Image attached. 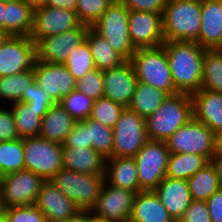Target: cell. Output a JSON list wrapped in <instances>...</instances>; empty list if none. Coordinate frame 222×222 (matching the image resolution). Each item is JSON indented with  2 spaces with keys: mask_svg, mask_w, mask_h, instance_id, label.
I'll return each mask as SVG.
<instances>
[{
  "mask_svg": "<svg viewBox=\"0 0 222 222\" xmlns=\"http://www.w3.org/2000/svg\"><path fill=\"white\" fill-rule=\"evenodd\" d=\"M77 121L59 104L54 103L41 119L39 136L63 144Z\"/></svg>",
  "mask_w": 222,
  "mask_h": 222,
  "instance_id": "25",
  "label": "cell"
},
{
  "mask_svg": "<svg viewBox=\"0 0 222 222\" xmlns=\"http://www.w3.org/2000/svg\"><path fill=\"white\" fill-rule=\"evenodd\" d=\"M4 211H5V206L3 204V198H2L1 187H0V217H3Z\"/></svg>",
  "mask_w": 222,
  "mask_h": 222,
  "instance_id": "56",
  "label": "cell"
},
{
  "mask_svg": "<svg viewBox=\"0 0 222 222\" xmlns=\"http://www.w3.org/2000/svg\"><path fill=\"white\" fill-rule=\"evenodd\" d=\"M105 182L108 185L140 192L137 165L134 158L110 157L105 162Z\"/></svg>",
  "mask_w": 222,
  "mask_h": 222,
  "instance_id": "23",
  "label": "cell"
},
{
  "mask_svg": "<svg viewBox=\"0 0 222 222\" xmlns=\"http://www.w3.org/2000/svg\"><path fill=\"white\" fill-rule=\"evenodd\" d=\"M36 44L26 36H9L0 47V77L33 69Z\"/></svg>",
  "mask_w": 222,
  "mask_h": 222,
  "instance_id": "12",
  "label": "cell"
},
{
  "mask_svg": "<svg viewBox=\"0 0 222 222\" xmlns=\"http://www.w3.org/2000/svg\"><path fill=\"white\" fill-rule=\"evenodd\" d=\"M210 162L215 168L219 186L220 188H222V149L221 148H218V151L213 155Z\"/></svg>",
  "mask_w": 222,
  "mask_h": 222,
  "instance_id": "50",
  "label": "cell"
},
{
  "mask_svg": "<svg viewBox=\"0 0 222 222\" xmlns=\"http://www.w3.org/2000/svg\"><path fill=\"white\" fill-rule=\"evenodd\" d=\"M10 1H13V0H0V2H4V3H8Z\"/></svg>",
  "mask_w": 222,
  "mask_h": 222,
  "instance_id": "60",
  "label": "cell"
},
{
  "mask_svg": "<svg viewBox=\"0 0 222 222\" xmlns=\"http://www.w3.org/2000/svg\"><path fill=\"white\" fill-rule=\"evenodd\" d=\"M35 81L49 97L59 103L76 89V80L64 64L36 60L33 66Z\"/></svg>",
  "mask_w": 222,
  "mask_h": 222,
  "instance_id": "15",
  "label": "cell"
},
{
  "mask_svg": "<svg viewBox=\"0 0 222 222\" xmlns=\"http://www.w3.org/2000/svg\"><path fill=\"white\" fill-rule=\"evenodd\" d=\"M221 42L222 0H202L198 44L206 50H214Z\"/></svg>",
  "mask_w": 222,
  "mask_h": 222,
  "instance_id": "22",
  "label": "cell"
},
{
  "mask_svg": "<svg viewBox=\"0 0 222 222\" xmlns=\"http://www.w3.org/2000/svg\"><path fill=\"white\" fill-rule=\"evenodd\" d=\"M210 161L202 155L193 153H170L166 177L187 180Z\"/></svg>",
  "mask_w": 222,
  "mask_h": 222,
  "instance_id": "31",
  "label": "cell"
},
{
  "mask_svg": "<svg viewBox=\"0 0 222 222\" xmlns=\"http://www.w3.org/2000/svg\"><path fill=\"white\" fill-rule=\"evenodd\" d=\"M202 89L222 93V52L205 50Z\"/></svg>",
  "mask_w": 222,
  "mask_h": 222,
  "instance_id": "35",
  "label": "cell"
},
{
  "mask_svg": "<svg viewBox=\"0 0 222 222\" xmlns=\"http://www.w3.org/2000/svg\"><path fill=\"white\" fill-rule=\"evenodd\" d=\"M45 6L69 9L72 11L76 10L77 1L76 0H45Z\"/></svg>",
  "mask_w": 222,
  "mask_h": 222,
  "instance_id": "49",
  "label": "cell"
},
{
  "mask_svg": "<svg viewBox=\"0 0 222 222\" xmlns=\"http://www.w3.org/2000/svg\"><path fill=\"white\" fill-rule=\"evenodd\" d=\"M216 50L222 52V42H221L220 46Z\"/></svg>",
  "mask_w": 222,
  "mask_h": 222,
  "instance_id": "58",
  "label": "cell"
},
{
  "mask_svg": "<svg viewBox=\"0 0 222 222\" xmlns=\"http://www.w3.org/2000/svg\"><path fill=\"white\" fill-rule=\"evenodd\" d=\"M63 147L93 148L90 143L88 124L83 121H77L74 128L67 135Z\"/></svg>",
  "mask_w": 222,
  "mask_h": 222,
  "instance_id": "44",
  "label": "cell"
},
{
  "mask_svg": "<svg viewBox=\"0 0 222 222\" xmlns=\"http://www.w3.org/2000/svg\"><path fill=\"white\" fill-rule=\"evenodd\" d=\"M22 1L31 6L33 9L44 6L45 4V0H22Z\"/></svg>",
  "mask_w": 222,
  "mask_h": 222,
  "instance_id": "53",
  "label": "cell"
},
{
  "mask_svg": "<svg viewBox=\"0 0 222 222\" xmlns=\"http://www.w3.org/2000/svg\"><path fill=\"white\" fill-rule=\"evenodd\" d=\"M104 96L128 107L137 85V78L130 61L122 65L104 70Z\"/></svg>",
  "mask_w": 222,
  "mask_h": 222,
  "instance_id": "18",
  "label": "cell"
},
{
  "mask_svg": "<svg viewBox=\"0 0 222 222\" xmlns=\"http://www.w3.org/2000/svg\"><path fill=\"white\" fill-rule=\"evenodd\" d=\"M202 0H168L162 15L163 37L168 41L198 43Z\"/></svg>",
  "mask_w": 222,
  "mask_h": 222,
  "instance_id": "2",
  "label": "cell"
},
{
  "mask_svg": "<svg viewBox=\"0 0 222 222\" xmlns=\"http://www.w3.org/2000/svg\"><path fill=\"white\" fill-rule=\"evenodd\" d=\"M63 168V144L40 136L24 138V170L49 180Z\"/></svg>",
  "mask_w": 222,
  "mask_h": 222,
  "instance_id": "8",
  "label": "cell"
},
{
  "mask_svg": "<svg viewBox=\"0 0 222 222\" xmlns=\"http://www.w3.org/2000/svg\"><path fill=\"white\" fill-rule=\"evenodd\" d=\"M49 180L80 210H91L100 196L105 176L62 168Z\"/></svg>",
  "mask_w": 222,
  "mask_h": 222,
  "instance_id": "5",
  "label": "cell"
},
{
  "mask_svg": "<svg viewBox=\"0 0 222 222\" xmlns=\"http://www.w3.org/2000/svg\"><path fill=\"white\" fill-rule=\"evenodd\" d=\"M129 36L134 47H159L165 43L162 15L148 11H130Z\"/></svg>",
  "mask_w": 222,
  "mask_h": 222,
  "instance_id": "16",
  "label": "cell"
},
{
  "mask_svg": "<svg viewBox=\"0 0 222 222\" xmlns=\"http://www.w3.org/2000/svg\"><path fill=\"white\" fill-rule=\"evenodd\" d=\"M76 90L86 94L89 98L97 100L104 96L103 71L94 69L80 80L76 81Z\"/></svg>",
  "mask_w": 222,
  "mask_h": 222,
  "instance_id": "41",
  "label": "cell"
},
{
  "mask_svg": "<svg viewBox=\"0 0 222 222\" xmlns=\"http://www.w3.org/2000/svg\"><path fill=\"white\" fill-rule=\"evenodd\" d=\"M19 139L10 106L0 105V141Z\"/></svg>",
  "mask_w": 222,
  "mask_h": 222,
  "instance_id": "45",
  "label": "cell"
},
{
  "mask_svg": "<svg viewBox=\"0 0 222 222\" xmlns=\"http://www.w3.org/2000/svg\"><path fill=\"white\" fill-rule=\"evenodd\" d=\"M130 221L175 222L154 191H140L136 194Z\"/></svg>",
  "mask_w": 222,
  "mask_h": 222,
  "instance_id": "26",
  "label": "cell"
},
{
  "mask_svg": "<svg viewBox=\"0 0 222 222\" xmlns=\"http://www.w3.org/2000/svg\"><path fill=\"white\" fill-rule=\"evenodd\" d=\"M34 9L22 0L5 3L4 30L11 36L29 37Z\"/></svg>",
  "mask_w": 222,
  "mask_h": 222,
  "instance_id": "27",
  "label": "cell"
},
{
  "mask_svg": "<svg viewBox=\"0 0 222 222\" xmlns=\"http://www.w3.org/2000/svg\"><path fill=\"white\" fill-rule=\"evenodd\" d=\"M45 180L37 174L22 170L0 177L5 208L34 205Z\"/></svg>",
  "mask_w": 222,
  "mask_h": 222,
  "instance_id": "11",
  "label": "cell"
},
{
  "mask_svg": "<svg viewBox=\"0 0 222 222\" xmlns=\"http://www.w3.org/2000/svg\"><path fill=\"white\" fill-rule=\"evenodd\" d=\"M93 103L92 98L76 89L59 102L76 121H83L90 117Z\"/></svg>",
  "mask_w": 222,
  "mask_h": 222,
  "instance_id": "39",
  "label": "cell"
},
{
  "mask_svg": "<svg viewBox=\"0 0 222 222\" xmlns=\"http://www.w3.org/2000/svg\"><path fill=\"white\" fill-rule=\"evenodd\" d=\"M211 222H222V188L206 201Z\"/></svg>",
  "mask_w": 222,
  "mask_h": 222,
  "instance_id": "48",
  "label": "cell"
},
{
  "mask_svg": "<svg viewBox=\"0 0 222 222\" xmlns=\"http://www.w3.org/2000/svg\"><path fill=\"white\" fill-rule=\"evenodd\" d=\"M9 106L12 110L19 138L39 136L41 119L48 112V109H35L21 101Z\"/></svg>",
  "mask_w": 222,
  "mask_h": 222,
  "instance_id": "29",
  "label": "cell"
},
{
  "mask_svg": "<svg viewBox=\"0 0 222 222\" xmlns=\"http://www.w3.org/2000/svg\"><path fill=\"white\" fill-rule=\"evenodd\" d=\"M148 141L146 119L125 107L113 127V157L134 158Z\"/></svg>",
  "mask_w": 222,
  "mask_h": 222,
  "instance_id": "9",
  "label": "cell"
},
{
  "mask_svg": "<svg viewBox=\"0 0 222 222\" xmlns=\"http://www.w3.org/2000/svg\"><path fill=\"white\" fill-rule=\"evenodd\" d=\"M192 200L207 201L220 189L217 174L211 162L187 179Z\"/></svg>",
  "mask_w": 222,
  "mask_h": 222,
  "instance_id": "33",
  "label": "cell"
},
{
  "mask_svg": "<svg viewBox=\"0 0 222 222\" xmlns=\"http://www.w3.org/2000/svg\"><path fill=\"white\" fill-rule=\"evenodd\" d=\"M64 65L76 81L95 69L91 49L86 40L68 55Z\"/></svg>",
  "mask_w": 222,
  "mask_h": 222,
  "instance_id": "36",
  "label": "cell"
},
{
  "mask_svg": "<svg viewBox=\"0 0 222 222\" xmlns=\"http://www.w3.org/2000/svg\"><path fill=\"white\" fill-rule=\"evenodd\" d=\"M24 170V138L0 141V177Z\"/></svg>",
  "mask_w": 222,
  "mask_h": 222,
  "instance_id": "34",
  "label": "cell"
},
{
  "mask_svg": "<svg viewBox=\"0 0 222 222\" xmlns=\"http://www.w3.org/2000/svg\"><path fill=\"white\" fill-rule=\"evenodd\" d=\"M85 40L87 41L94 59L95 69L108 70L118 67L127 60L116 52L107 40L89 27Z\"/></svg>",
  "mask_w": 222,
  "mask_h": 222,
  "instance_id": "28",
  "label": "cell"
},
{
  "mask_svg": "<svg viewBox=\"0 0 222 222\" xmlns=\"http://www.w3.org/2000/svg\"><path fill=\"white\" fill-rule=\"evenodd\" d=\"M80 24L75 11L44 5L34 9L33 27L29 37L36 44L44 37L59 35Z\"/></svg>",
  "mask_w": 222,
  "mask_h": 222,
  "instance_id": "13",
  "label": "cell"
},
{
  "mask_svg": "<svg viewBox=\"0 0 222 222\" xmlns=\"http://www.w3.org/2000/svg\"><path fill=\"white\" fill-rule=\"evenodd\" d=\"M89 222H116V221L100 217L91 212V210H89Z\"/></svg>",
  "mask_w": 222,
  "mask_h": 222,
  "instance_id": "52",
  "label": "cell"
},
{
  "mask_svg": "<svg viewBox=\"0 0 222 222\" xmlns=\"http://www.w3.org/2000/svg\"><path fill=\"white\" fill-rule=\"evenodd\" d=\"M191 97L193 118L207 125L219 137L222 134V93L200 89Z\"/></svg>",
  "mask_w": 222,
  "mask_h": 222,
  "instance_id": "21",
  "label": "cell"
},
{
  "mask_svg": "<svg viewBox=\"0 0 222 222\" xmlns=\"http://www.w3.org/2000/svg\"><path fill=\"white\" fill-rule=\"evenodd\" d=\"M0 222H7L6 219L3 217H0Z\"/></svg>",
  "mask_w": 222,
  "mask_h": 222,
  "instance_id": "59",
  "label": "cell"
},
{
  "mask_svg": "<svg viewBox=\"0 0 222 222\" xmlns=\"http://www.w3.org/2000/svg\"><path fill=\"white\" fill-rule=\"evenodd\" d=\"M193 118L192 97L185 93L168 95L161 107L146 118L149 140L166 141Z\"/></svg>",
  "mask_w": 222,
  "mask_h": 222,
  "instance_id": "3",
  "label": "cell"
},
{
  "mask_svg": "<svg viewBox=\"0 0 222 222\" xmlns=\"http://www.w3.org/2000/svg\"><path fill=\"white\" fill-rule=\"evenodd\" d=\"M84 121L88 124L93 148L106 159L113 157V128L102 125L90 117Z\"/></svg>",
  "mask_w": 222,
  "mask_h": 222,
  "instance_id": "37",
  "label": "cell"
},
{
  "mask_svg": "<svg viewBox=\"0 0 222 222\" xmlns=\"http://www.w3.org/2000/svg\"><path fill=\"white\" fill-rule=\"evenodd\" d=\"M35 82L33 69L0 77V105L9 106L21 101L22 94Z\"/></svg>",
  "mask_w": 222,
  "mask_h": 222,
  "instance_id": "32",
  "label": "cell"
},
{
  "mask_svg": "<svg viewBox=\"0 0 222 222\" xmlns=\"http://www.w3.org/2000/svg\"><path fill=\"white\" fill-rule=\"evenodd\" d=\"M53 222H89V210H79L74 216L68 219Z\"/></svg>",
  "mask_w": 222,
  "mask_h": 222,
  "instance_id": "51",
  "label": "cell"
},
{
  "mask_svg": "<svg viewBox=\"0 0 222 222\" xmlns=\"http://www.w3.org/2000/svg\"><path fill=\"white\" fill-rule=\"evenodd\" d=\"M5 3L0 2V28L4 30Z\"/></svg>",
  "mask_w": 222,
  "mask_h": 222,
  "instance_id": "54",
  "label": "cell"
},
{
  "mask_svg": "<svg viewBox=\"0 0 222 222\" xmlns=\"http://www.w3.org/2000/svg\"><path fill=\"white\" fill-rule=\"evenodd\" d=\"M76 15L81 24L92 27L114 0H76Z\"/></svg>",
  "mask_w": 222,
  "mask_h": 222,
  "instance_id": "40",
  "label": "cell"
},
{
  "mask_svg": "<svg viewBox=\"0 0 222 222\" xmlns=\"http://www.w3.org/2000/svg\"><path fill=\"white\" fill-rule=\"evenodd\" d=\"M104 158L94 148L63 147V168L84 174H105Z\"/></svg>",
  "mask_w": 222,
  "mask_h": 222,
  "instance_id": "24",
  "label": "cell"
},
{
  "mask_svg": "<svg viewBox=\"0 0 222 222\" xmlns=\"http://www.w3.org/2000/svg\"><path fill=\"white\" fill-rule=\"evenodd\" d=\"M10 35L3 29L0 28V47L7 40Z\"/></svg>",
  "mask_w": 222,
  "mask_h": 222,
  "instance_id": "55",
  "label": "cell"
},
{
  "mask_svg": "<svg viewBox=\"0 0 222 222\" xmlns=\"http://www.w3.org/2000/svg\"><path fill=\"white\" fill-rule=\"evenodd\" d=\"M178 222H211L206 201L192 200Z\"/></svg>",
  "mask_w": 222,
  "mask_h": 222,
  "instance_id": "46",
  "label": "cell"
},
{
  "mask_svg": "<svg viewBox=\"0 0 222 222\" xmlns=\"http://www.w3.org/2000/svg\"><path fill=\"white\" fill-rule=\"evenodd\" d=\"M34 205L45 215L47 222L68 219L80 210L50 180L42 183Z\"/></svg>",
  "mask_w": 222,
  "mask_h": 222,
  "instance_id": "19",
  "label": "cell"
},
{
  "mask_svg": "<svg viewBox=\"0 0 222 222\" xmlns=\"http://www.w3.org/2000/svg\"><path fill=\"white\" fill-rule=\"evenodd\" d=\"M170 151L165 141L149 140L135 155L140 191H154L166 177Z\"/></svg>",
  "mask_w": 222,
  "mask_h": 222,
  "instance_id": "10",
  "label": "cell"
},
{
  "mask_svg": "<svg viewBox=\"0 0 222 222\" xmlns=\"http://www.w3.org/2000/svg\"><path fill=\"white\" fill-rule=\"evenodd\" d=\"M3 216L7 222H47L45 215L35 205L7 207Z\"/></svg>",
  "mask_w": 222,
  "mask_h": 222,
  "instance_id": "42",
  "label": "cell"
},
{
  "mask_svg": "<svg viewBox=\"0 0 222 222\" xmlns=\"http://www.w3.org/2000/svg\"><path fill=\"white\" fill-rule=\"evenodd\" d=\"M219 148L222 149V134L219 136Z\"/></svg>",
  "mask_w": 222,
  "mask_h": 222,
  "instance_id": "57",
  "label": "cell"
},
{
  "mask_svg": "<svg viewBox=\"0 0 222 222\" xmlns=\"http://www.w3.org/2000/svg\"><path fill=\"white\" fill-rule=\"evenodd\" d=\"M154 192L175 222H178L192 202L187 180L165 177Z\"/></svg>",
  "mask_w": 222,
  "mask_h": 222,
  "instance_id": "20",
  "label": "cell"
},
{
  "mask_svg": "<svg viewBox=\"0 0 222 222\" xmlns=\"http://www.w3.org/2000/svg\"><path fill=\"white\" fill-rule=\"evenodd\" d=\"M136 194L131 190L117 188L105 182L91 212L116 222H127L130 220Z\"/></svg>",
  "mask_w": 222,
  "mask_h": 222,
  "instance_id": "17",
  "label": "cell"
},
{
  "mask_svg": "<svg viewBox=\"0 0 222 222\" xmlns=\"http://www.w3.org/2000/svg\"><path fill=\"white\" fill-rule=\"evenodd\" d=\"M89 26L80 24L77 28L59 35L44 37L36 43V60L64 64L68 55L85 41Z\"/></svg>",
  "mask_w": 222,
  "mask_h": 222,
  "instance_id": "14",
  "label": "cell"
},
{
  "mask_svg": "<svg viewBox=\"0 0 222 222\" xmlns=\"http://www.w3.org/2000/svg\"><path fill=\"white\" fill-rule=\"evenodd\" d=\"M167 96L164 91L138 81L127 108L146 119L161 107Z\"/></svg>",
  "mask_w": 222,
  "mask_h": 222,
  "instance_id": "30",
  "label": "cell"
},
{
  "mask_svg": "<svg viewBox=\"0 0 222 222\" xmlns=\"http://www.w3.org/2000/svg\"><path fill=\"white\" fill-rule=\"evenodd\" d=\"M129 61L139 82L162 90L167 95L178 93L172 80L169 62L163 45L137 48Z\"/></svg>",
  "mask_w": 222,
  "mask_h": 222,
  "instance_id": "4",
  "label": "cell"
},
{
  "mask_svg": "<svg viewBox=\"0 0 222 222\" xmlns=\"http://www.w3.org/2000/svg\"><path fill=\"white\" fill-rule=\"evenodd\" d=\"M172 80L178 93L192 95L202 89L205 50L196 42L168 41L163 44Z\"/></svg>",
  "mask_w": 222,
  "mask_h": 222,
  "instance_id": "1",
  "label": "cell"
},
{
  "mask_svg": "<svg viewBox=\"0 0 222 222\" xmlns=\"http://www.w3.org/2000/svg\"><path fill=\"white\" fill-rule=\"evenodd\" d=\"M129 12L121 0H114L92 26L127 61L130 60L136 51L129 36Z\"/></svg>",
  "mask_w": 222,
  "mask_h": 222,
  "instance_id": "6",
  "label": "cell"
},
{
  "mask_svg": "<svg viewBox=\"0 0 222 222\" xmlns=\"http://www.w3.org/2000/svg\"><path fill=\"white\" fill-rule=\"evenodd\" d=\"M168 0H121L129 11H148L163 15Z\"/></svg>",
  "mask_w": 222,
  "mask_h": 222,
  "instance_id": "47",
  "label": "cell"
},
{
  "mask_svg": "<svg viewBox=\"0 0 222 222\" xmlns=\"http://www.w3.org/2000/svg\"><path fill=\"white\" fill-rule=\"evenodd\" d=\"M21 102L27 103L35 109H49L50 106L55 103L49 95L37 85L36 81L24 91Z\"/></svg>",
  "mask_w": 222,
  "mask_h": 222,
  "instance_id": "43",
  "label": "cell"
},
{
  "mask_svg": "<svg viewBox=\"0 0 222 222\" xmlns=\"http://www.w3.org/2000/svg\"><path fill=\"white\" fill-rule=\"evenodd\" d=\"M125 107L103 96L94 100L90 118L100 124L113 128Z\"/></svg>",
  "mask_w": 222,
  "mask_h": 222,
  "instance_id": "38",
  "label": "cell"
},
{
  "mask_svg": "<svg viewBox=\"0 0 222 222\" xmlns=\"http://www.w3.org/2000/svg\"><path fill=\"white\" fill-rule=\"evenodd\" d=\"M170 153H193L209 161L219 148V137L204 123L192 118L166 141Z\"/></svg>",
  "mask_w": 222,
  "mask_h": 222,
  "instance_id": "7",
  "label": "cell"
}]
</instances>
